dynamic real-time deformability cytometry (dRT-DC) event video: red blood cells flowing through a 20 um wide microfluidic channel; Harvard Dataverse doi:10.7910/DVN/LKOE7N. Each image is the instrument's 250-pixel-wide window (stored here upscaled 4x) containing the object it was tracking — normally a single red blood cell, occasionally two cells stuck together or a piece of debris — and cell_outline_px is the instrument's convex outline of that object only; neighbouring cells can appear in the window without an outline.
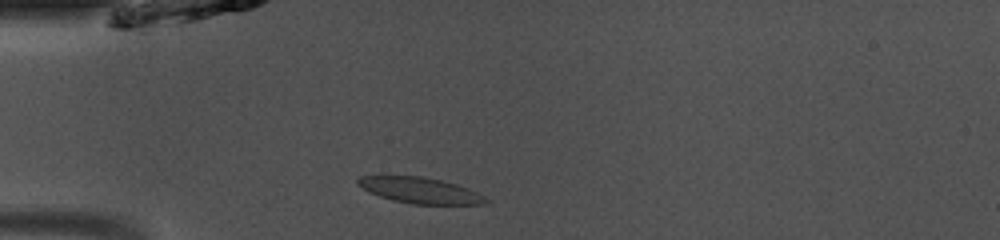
{"species": "common noctule bat (a hibernating species)", "species_latin": "Nyctalus noctula", "temperature_condition": "room temperature", "stored_images_in_passage": 37, "camera_frame_rate_fps": 3000, "um_per_image_px": 0.085, "animal": {"sex": "male", "body_mass_g": 13.0, "forearm_length_mm": 53.1}, "frame": {"image": 1, "passage_image": 2, "time_ms": 0.333, "image_size_px": [1000, 240], "cell_outline_px": [[492, 200], [484, 204], [412, 204], [392, 200], [368, 192], [356, 184], [356, 180], [360, 176], [420, 176], [440, 180], [456, 184], [468, 188]], "centroid_in_image_um": [35.7, 16.18], "position_along_channel_um": 49.3, "area_um2": 19.31}}
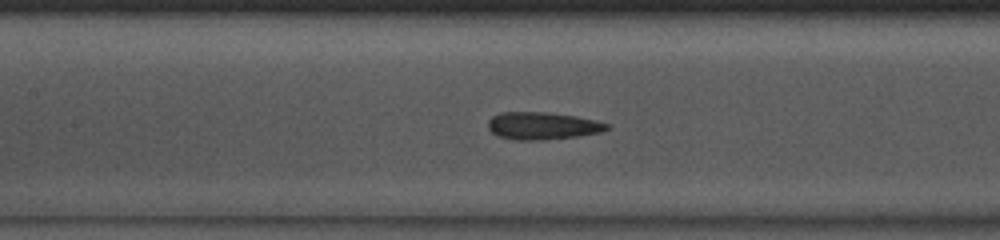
{"frame": {"image": 2, "passage_image": 11, "time_ms": 3.333, "image_size_px": [1000, 240], "cell_outline_px": [[612, 128], [604, 132], [576, 136], [544, 140], [516, 140], [496, 136], [488, 128], [488, 120], [492, 116], [500, 112], [544, 112], [576, 116], [596, 120], [612, 124]], "centroid_in_image_um": [46.15, 10.7], "position_along_channel_um": 161.2, "area_um2": 19.31}}
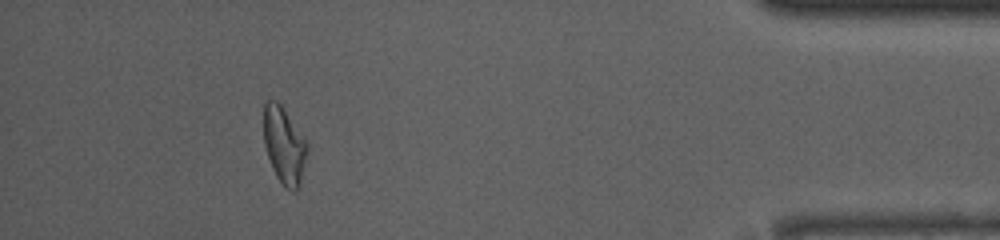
{"frame": {"image": 3, "passage_image": 33, "time_ms": 10.667, "image_size_px": [1000, 240], "cell_outline_px": [[308, 156], [300, 184], [296, 192], [292, 192], [284, 188], [276, 176], [272, 168], [264, 144], [264, 100], [276, 100], [280, 104], [308, 140]], "centroid_in_image_um": [24.19, 12.38], "position_along_channel_um": 411.0, "area_um2": 20.0}, "authors_computed_cell_mechanics": {"area_um2": 19.2474, "velocity_mm_per_s": 4.0991, "shape_relaxation_time_tau1_ms": 6.7695, "shape_relaxation_time_tau2_ms": 2.2894, "deformation_change_tau1": 0.1313, "deformation_change_tau2": 0.0983}}